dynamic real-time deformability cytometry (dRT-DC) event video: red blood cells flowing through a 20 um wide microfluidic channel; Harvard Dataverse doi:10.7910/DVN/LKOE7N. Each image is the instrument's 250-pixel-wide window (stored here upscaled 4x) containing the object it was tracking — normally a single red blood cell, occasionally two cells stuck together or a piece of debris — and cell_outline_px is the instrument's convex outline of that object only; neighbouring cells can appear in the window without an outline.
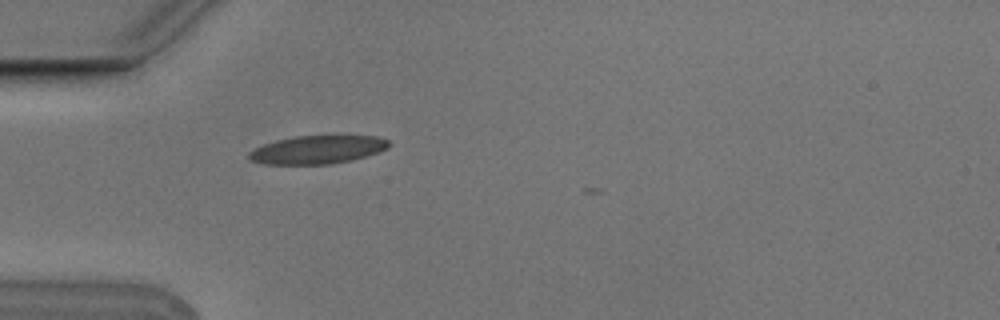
{"species": "Egyptian fruit bat (a non-hibernating species)", "species_latin": "Rousettus aegyptiacus", "temperature_condition": "cold", "stored_images_in_passage": 2, "camera_frame_rate_fps": 3000, "um_per_image_px": 0.085, "animal": {"sex": "male"}, "frame": {"image": 1, "passage_image": 2, "time_ms": 0.333, "image_size_px": [1000, 320], "cell_outline_px": [[392, 144], [388, 148], [380, 152], [352, 160], [332, 164], [264, 164], [252, 160], [248, 156], [248, 152], [264, 144], [276, 140], [296, 136], [376, 136], [388, 140]], "centroid_in_image_um": [27.03, 12.72], "position_along_channel_um": 58.0, "area_um2": 23.0}}